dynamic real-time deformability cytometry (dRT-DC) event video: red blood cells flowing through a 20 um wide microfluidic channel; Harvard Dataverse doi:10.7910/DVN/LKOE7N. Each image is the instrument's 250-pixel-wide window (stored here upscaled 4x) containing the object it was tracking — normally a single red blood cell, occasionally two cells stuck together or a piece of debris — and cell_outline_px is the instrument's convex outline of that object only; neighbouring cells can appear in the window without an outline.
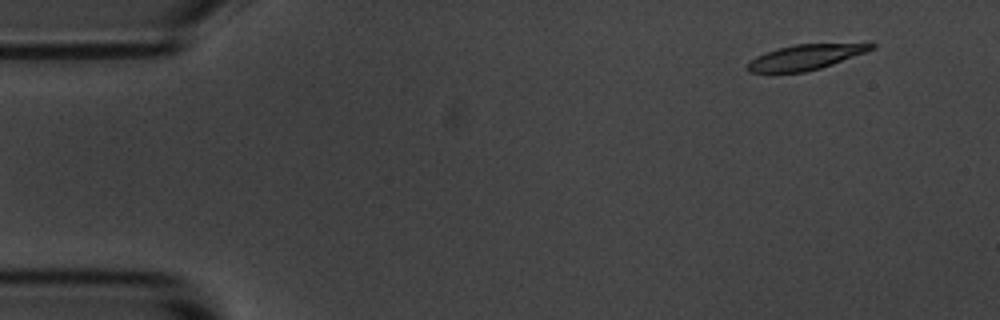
{"species": "common noctule bat (a hibernating species)", "species_latin": "Nyctalus noctula", "temperature_condition": "room temperature", "stored_images_in_passage": 5, "camera_frame_rate_fps": 3000, "um_per_image_px": 0.085, "animal": {"sex": "male", "body_mass_g": 20.1, "forearm_length_mm": 53.5}, "frame": {"image": 1, "passage_image": 2, "time_ms": 1.0, "image_size_px": [1000, 320], "cell_outline_px": [[876, 48], [832, 64], [820, 68], [804, 72], [748, 72], [744, 68], [756, 56], [776, 48], [796, 44], [876, 44]], "centroid_in_image_um": [68.41, 4.86], "position_along_channel_um": 16.6, "area_um2": 17.8}}
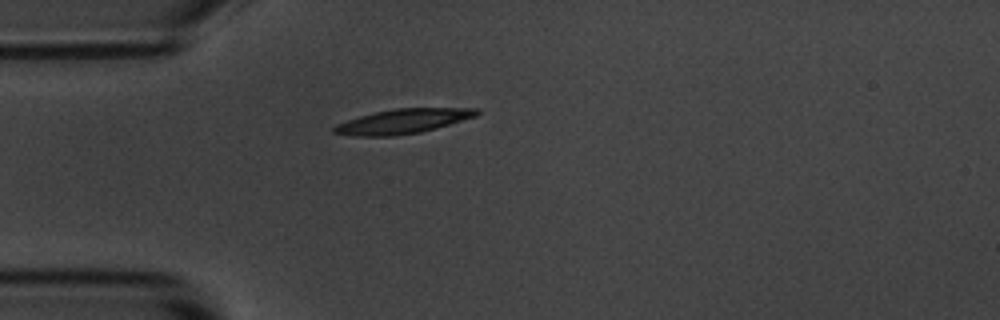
{"frame": {"image": 2, "passage_image": 5, "time_ms": 4.333, "image_size_px": [1000, 320], "cell_outline_px": [[480, 112], [476, 116], [420, 132], [392, 136], [356, 136], [332, 132], [332, 128], [336, 124], [360, 116], [376, 112], [396, 108], [480, 108]], "centroid_in_image_um": [34.24, 10.3], "position_along_channel_um": 50.8, "area_um2": 20.11}}